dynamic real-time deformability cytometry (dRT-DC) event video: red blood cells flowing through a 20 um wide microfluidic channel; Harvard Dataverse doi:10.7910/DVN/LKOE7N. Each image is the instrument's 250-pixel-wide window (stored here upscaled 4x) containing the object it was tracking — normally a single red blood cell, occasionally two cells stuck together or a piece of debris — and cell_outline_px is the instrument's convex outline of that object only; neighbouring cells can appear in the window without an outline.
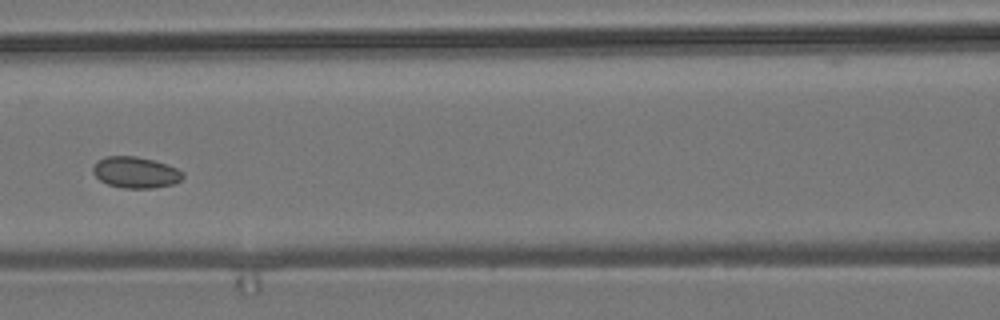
{"species": "common noctule bat (a hibernating species)", "species_latin": "Nyctalus noctula", "temperature_condition": "room temperature", "stored_images_in_passage": 9, "camera_frame_rate_fps": 3000, "um_per_image_px": 0.085, "animal": {"sex": "male", "body_mass_g": 19.2, "forearm_length_mm": 51.8}, "frame": {"image": 1, "passage_image": 6, "time_ms": 7.0, "image_size_px": [1000, 320], "cell_outline_px": [[184, 176], [180, 180], [172, 184], [152, 188], [124, 188], [108, 184], [100, 180], [92, 172], [92, 168], [96, 160], [104, 156], [136, 156], [168, 164], [184, 172]], "centroid_in_image_um": [11.5, 14.64], "position_along_channel_um": 155.1, "area_um2": 16.42}}
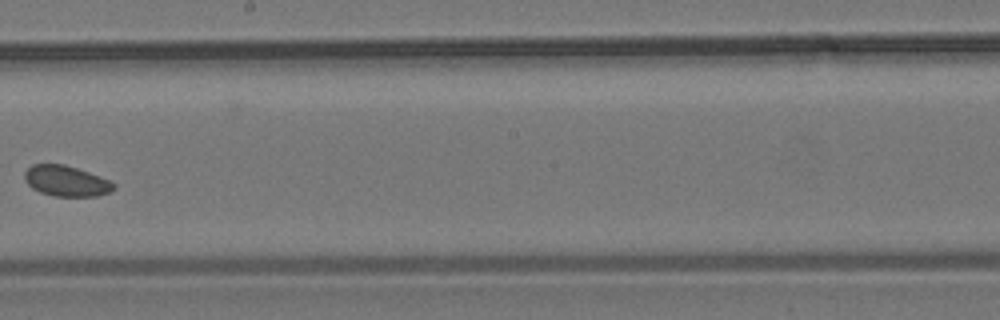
{"frame": {"image": 2, "passage_image": 8, "time_ms": 9.333, "image_size_px": [1000, 320], "cell_outline_px": [[116, 188], [100, 196], [56, 196], [40, 192], [32, 188], [24, 180], [24, 172], [32, 164], [64, 164], [88, 172], [108, 180], [116, 184]], "centroid_in_image_um": [5.61, 15.38], "position_along_channel_um": 242.6, "area_um2": 15.84}}
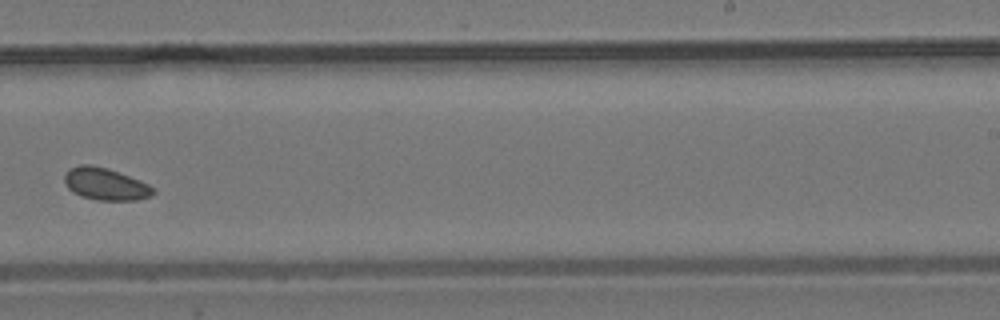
{"frame": {"image": 3, "passage_image": 9, "time_ms": 10.333, "image_size_px": [1000, 320], "cell_outline_px": [[156, 192], [152, 196], [136, 200], [96, 200], [80, 196], [72, 192], [68, 188], [64, 180], [64, 176], [68, 168], [80, 164], [92, 164], [108, 168], [120, 172], [148, 184], [156, 188]], "centroid_in_image_um": [8.96, 15.63], "position_along_channel_um": 280.0, "area_um2": 16.94}}